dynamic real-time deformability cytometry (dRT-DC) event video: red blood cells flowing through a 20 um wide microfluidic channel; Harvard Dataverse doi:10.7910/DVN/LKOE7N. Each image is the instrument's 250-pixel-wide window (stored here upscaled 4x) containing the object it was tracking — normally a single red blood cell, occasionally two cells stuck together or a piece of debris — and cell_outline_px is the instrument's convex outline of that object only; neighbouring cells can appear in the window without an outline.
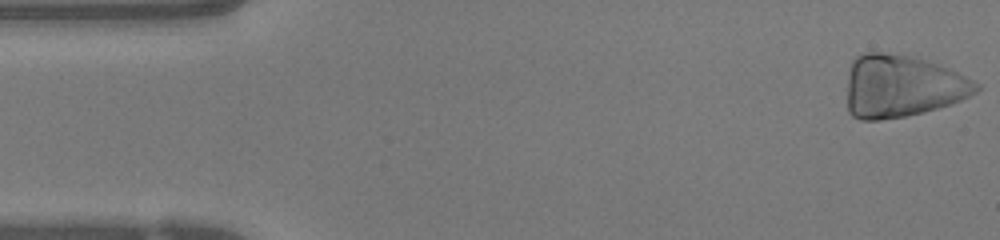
{"species": "human", "species_latin": "Homo sapiens", "temperature_condition": "warm", "stored_images_in_passage": 48, "camera_frame_rate_fps": 3000, "um_per_image_px": 0.085, "donor": {"sex": "female"}, "frame": {"image": 1, "passage_image": 1, "time_ms": 0.0, "image_size_px": [1000, 240], "cell_outline_px": [[980, 88], [976, 92], [952, 104], [924, 112], [904, 116], [880, 120], [860, 120], [852, 116], [848, 112], [848, 72], [852, 60], [856, 56], [868, 52], [884, 52], [916, 56], [948, 68], [980, 84]], "centroid_in_image_um": [76.65, 7.32], "position_along_channel_um": 8.3, "area_um2": 47.16}}
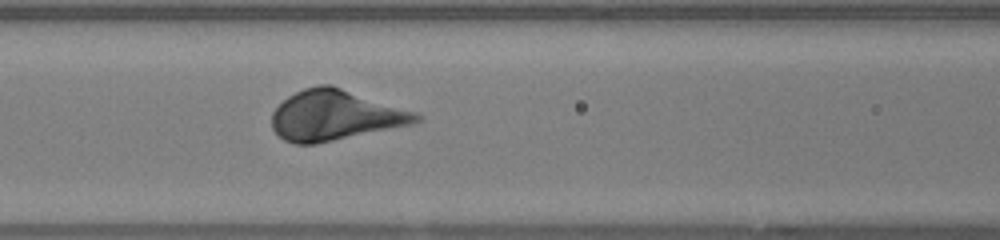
{"frame": {"image": 2, "passage_image": 19, "time_ms": 6.0, "image_size_px": [1000, 240], "cell_outline_px": [[420, 120], [412, 124], [316, 144], [292, 144], [284, 140], [272, 128], [272, 112], [288, 96], [304, 88], [316, 84], [332, 84], [416, 112], [420, 116]], "centroid_in_image_um": [28.47, 9.79], "position_along_channel_um": 138.1, "area_um2": 42.19}}
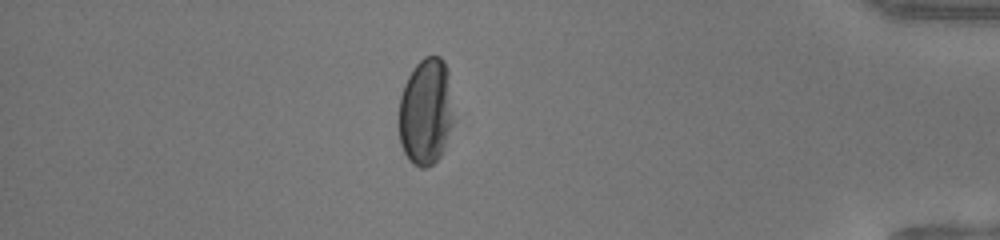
{"frame": {"image": 3, "passage_image": 41, "time_ms": 13.333, "image_size_px": [1000, 240], "cell_outline_px": [[456, 120], [444, 148], [440, 156], [428, 168], [420, 168], [412, 164], [408, 160], [400, 144], [400, 96], [404, 84], [408, 76], [416, 64], [424, 56], [440, 56], [444, 60], [448, 72]], "centroid_in_image_um": [36.24, 9.51], "position_along_channel_um": 399.0, "area_um2": 34.8}, "authors_computed_cell_mechanics": {"area_um2": 41.4426, "velocity_mm_per_s": 4.1573, "shape_relaxation_time_tau1_ms": 1.8719, "shape_relaxation_time_tau2_ms": null, "deformation_change_tau1": 0.1506, "deformation_change_tau2": null}}